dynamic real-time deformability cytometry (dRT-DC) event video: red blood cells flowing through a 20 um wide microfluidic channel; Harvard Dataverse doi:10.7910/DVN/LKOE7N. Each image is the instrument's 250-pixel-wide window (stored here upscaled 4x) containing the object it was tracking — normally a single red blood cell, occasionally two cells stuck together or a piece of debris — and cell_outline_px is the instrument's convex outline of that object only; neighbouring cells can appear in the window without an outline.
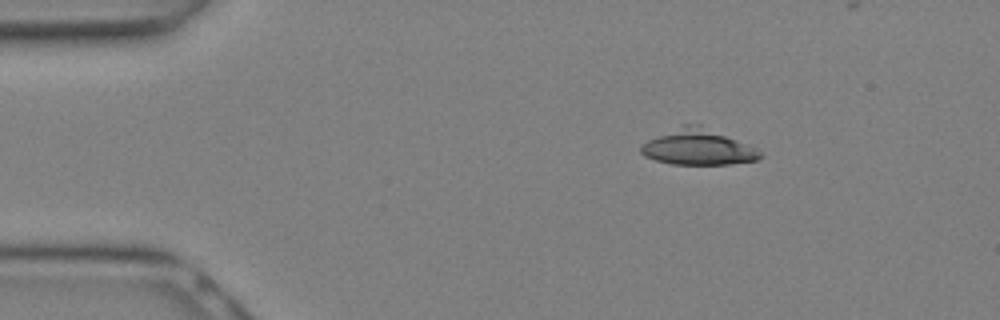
{"species": "Egyptian fruit bat (a non-hibernating species)", "species_latin": "Rousettus aegyptiacus", "temperature_condition": "warm", "stored_images_in_passage": 6, "camera_frame_rate_fps": 3000, "um_per_image_px": 0.085, "animal": {"sex": "female"}, "frame": {"image": 1, "passage_image": 1, "time_ms": 0.0, "image_size_px": [1000, 320], "cell_outline_px": [[764, 156], [756, 160], [728, 164], [672, 164], [656, 160], [644, 156], [640, 152], [640, 144], [648, 140], [684, 124], [700, 124], [756, 148]], "centroid_in_image_um": [59.32, 12.51], "position_along_channel_um": 25.7, "area_um2": 24.45}}
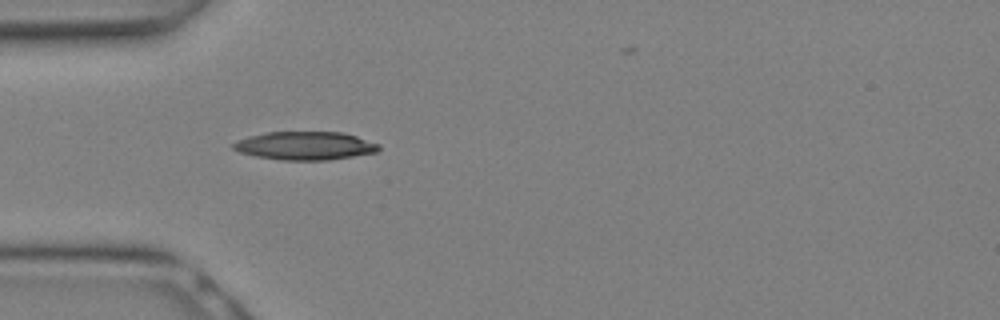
{"frame": {"image": 2, "passage_image": 5, "time_ms": 1.333, "image_size_px": [1000, 320], "cell_outline_px": [[380, 148], [376, 152], [328, 160], [280, 160], [256, 156], [240, 152], [232, 148], [232, 144], [236, 140], [248, 136], [268, 132], [344, 132], [380, 144]], "centroid_in_image_um": [25.91, 12.38], "position_along_channel_um": 59.1, "area_um2": 23.99}}